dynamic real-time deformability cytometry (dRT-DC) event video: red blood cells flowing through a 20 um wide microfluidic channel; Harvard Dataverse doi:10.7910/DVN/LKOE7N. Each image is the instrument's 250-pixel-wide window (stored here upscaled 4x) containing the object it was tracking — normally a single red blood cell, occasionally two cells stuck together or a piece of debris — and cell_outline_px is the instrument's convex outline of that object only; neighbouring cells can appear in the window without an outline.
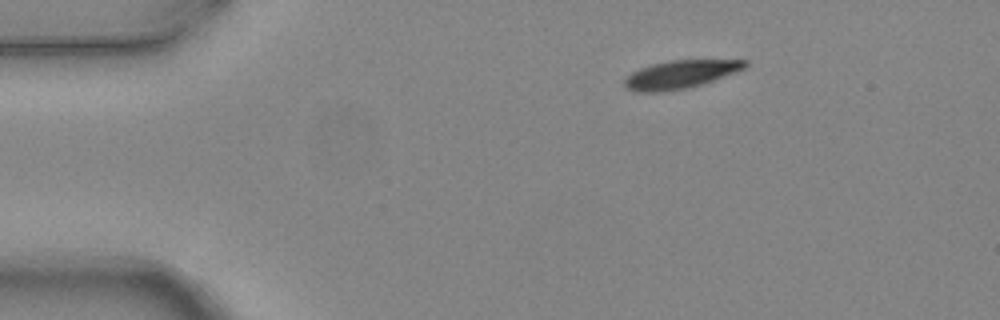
{"species": "common noctule bat (a hibernating species)", "species_latin": "Nyctalus noctula", "temperature_condition": "warm", "stored_images_in_passage": 3, "camera_frame_rate_fps": 3000, "um_per_image_px": 0.085, "animal": {"sex": "female", "body_mass_g": 24.6, "forearm_length_mm": 56.2}, "frame": {"image": 1, "passage_image": 1, "time_ms": 0.0, "image_size_px": [1000, 320], "cell_outline_px": [[748, 64], [744, 68], [724, 76], [700, 84], [684, 88], [664, 92], [636, 92], [624, 88], [624, 80], [632, 72], [640, 68], [652, 64], [668, 60], [748, 60]], "centroid_in_image_um": [57.77, 6.32], "position_along_channel_um": 27.2, "area_um2": 19.54}}